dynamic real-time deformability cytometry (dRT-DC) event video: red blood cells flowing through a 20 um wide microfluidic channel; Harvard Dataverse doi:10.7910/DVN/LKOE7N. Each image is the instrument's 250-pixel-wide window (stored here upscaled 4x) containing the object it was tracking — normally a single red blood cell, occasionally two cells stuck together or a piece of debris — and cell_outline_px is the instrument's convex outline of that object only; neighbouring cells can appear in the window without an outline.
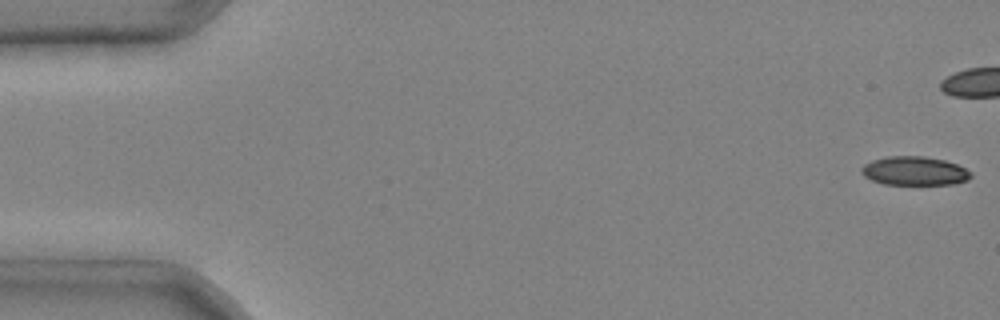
{"species": "common noctule bat (a hibernating species)", "species_latin": "Nyctalus noctula", "temperature_condition": "cold", "stored_images_in_passage": 6, "camera_frame_rate_fps": 3000, "um_per_image_px": 0.085, "animal": {"sex": "male", "body_mass_g": 20.4}, "frame": {"image": 1, "passage_image": 1, "time_ms": 0.0, "image_size_px": [1000, 320], "cell_outline_px": [[972, 176], [968, 180], [952, 184], [884, 184], [872, 180], [864, 176], [860, 172], [860, 168], [864, 164], [872, 160], [888, 156], [924, 156], [944, 160], [956, 164], [972, 172]], "centroid_in_image_um": [77.71, 14.52], "position_along_channel_um": 7.3, "area_um2": 18.38}}
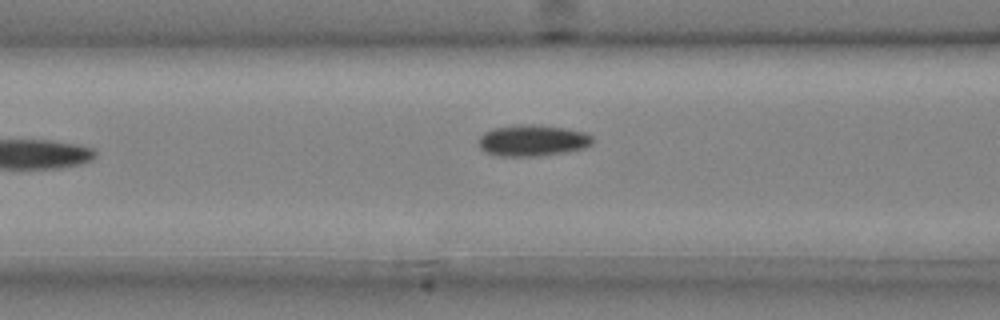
{"frame": {"image": 2, "passage_image": 6, "time_ms": 1.667, "image_size_px": [1000, 320], "cell_outline_px": [[596, 140], [592, 144], [584, 148], [564, 152], [540, 156], [500, 156], [484, 152], [480, 148], [480, 136], [484, 132], [496, 128], [520, 124], [532, 124], [564, 128], [584, 132], [592, 136]], "centroid_in_image_um": [45.29, 11.95], "position_along_channel_um": 121.3, "area_um2": 20.75}}